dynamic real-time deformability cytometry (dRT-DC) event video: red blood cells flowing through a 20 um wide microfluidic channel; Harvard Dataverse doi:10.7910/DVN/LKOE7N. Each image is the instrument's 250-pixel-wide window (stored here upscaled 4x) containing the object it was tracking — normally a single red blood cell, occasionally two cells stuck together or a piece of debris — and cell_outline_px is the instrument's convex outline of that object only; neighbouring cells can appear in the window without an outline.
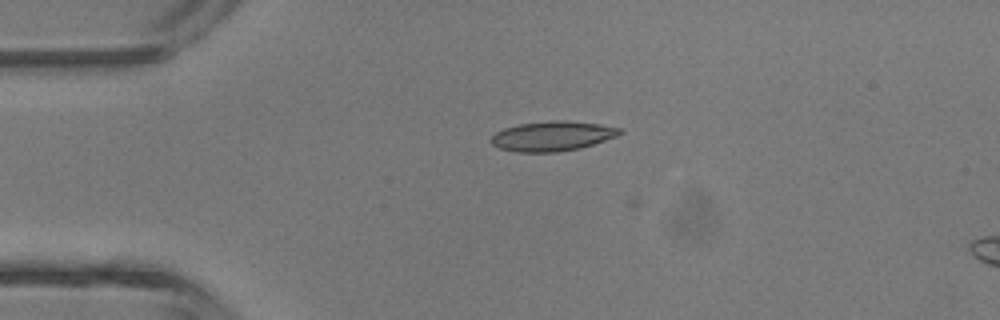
{"species": "common noctule bat (a hibernating species)", "species_latin": "Nyctalus noctula", "temperature_condition": "room temperature", "stored_images_in_passage": 4, "camera_frame_rate_fps": 3000, "um_per_image_px": 0.085, "animal": {"sex": "male", "body_mass_g": 13.3}, "frame": {"image": 1, "passage_image": 3, "time_ms": 2.333, "image_size_px": [1000, 320], "cell_outline_px": [[624, 132], [616, 136], [580, 148], [556, 152], [516, 152], [500, 148], [492, 144], [488, 140], [496, 132], [504, 128], [520, 124], [552, 120], [564, 120], [600, 124], [624, 128]], "centroid_in_image_um": [46.95, 11.56], "position_along_channel_um": 38.0, "area_um2": 22.37}}